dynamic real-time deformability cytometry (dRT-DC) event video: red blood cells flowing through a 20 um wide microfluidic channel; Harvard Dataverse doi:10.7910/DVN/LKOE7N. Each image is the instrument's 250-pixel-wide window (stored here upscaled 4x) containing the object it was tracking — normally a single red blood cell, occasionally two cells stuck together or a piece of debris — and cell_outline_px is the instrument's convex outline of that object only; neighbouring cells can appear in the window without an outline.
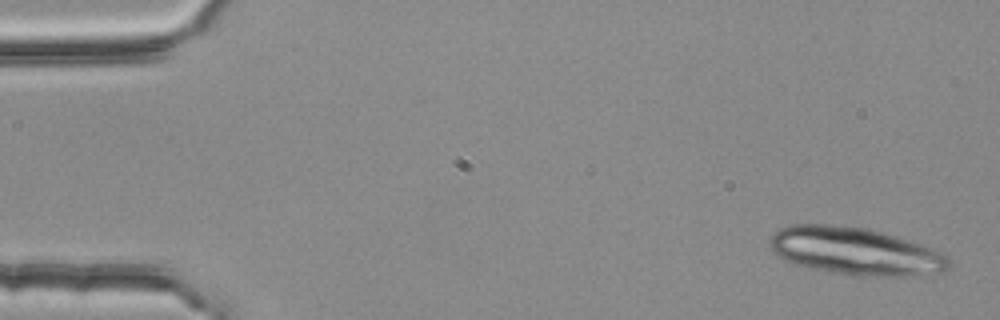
{"species": "common noctule bat (a hibernating species)", "species_latin": "Nyctalus noctula", "temperature_condition": "room temperature", "stored_images_in_passage": 4, "camera_frame_rate_fps": 3000, "um_per_image_px": 0.085, "animal": {"sex": "female", "body_mass_g": 25.1}, "frame": {"image": 1, "passage_image": 1, "time_ms": 0.0, "image_size_px": [1000, 320], "cell_outline_px": [[952, 264], [948, 268], [940, 272], [908, 276], [860, 276], [832, 272], [796, 264], [784, 260], [768, 244], [768, 240], [780, 228], [792, 224], [828, 224], [868, 228], [884, 232], [932, 248], [948, 256]], "centroid_in_image_um": [72.72, 21.34], "position_along_channel_um": 12.3, "area_um2": 49.42}}
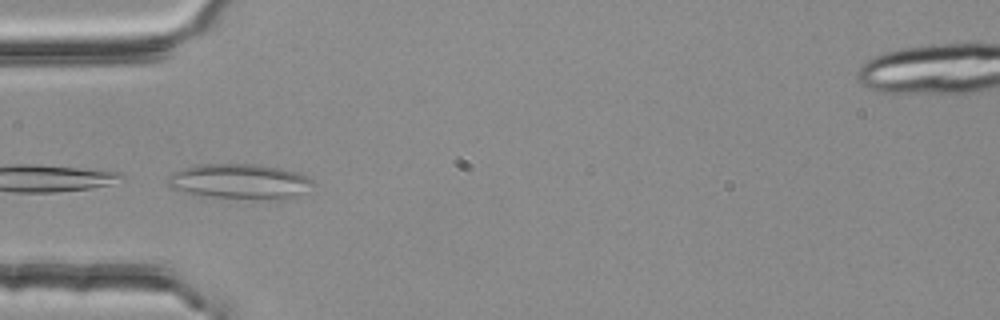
{"frame": {"image": 2, "passage_image": 4, "time_ms": 1.0, "image_size_px": [1000, 320], "cell_outline_px": [[316, 184], [296, 196], [288, 200], [280, 200], [200, 196], [184, 192], [172, 188], [164, 180], [168, 176], [184, 168], [196, 164], [256, 164], [280, 168], [296, 172], [308, 176]], "centroid_in_image_um": [20.4, 15.43], "position_along_channel_um": 64.6, "area_um2": 30.0}}